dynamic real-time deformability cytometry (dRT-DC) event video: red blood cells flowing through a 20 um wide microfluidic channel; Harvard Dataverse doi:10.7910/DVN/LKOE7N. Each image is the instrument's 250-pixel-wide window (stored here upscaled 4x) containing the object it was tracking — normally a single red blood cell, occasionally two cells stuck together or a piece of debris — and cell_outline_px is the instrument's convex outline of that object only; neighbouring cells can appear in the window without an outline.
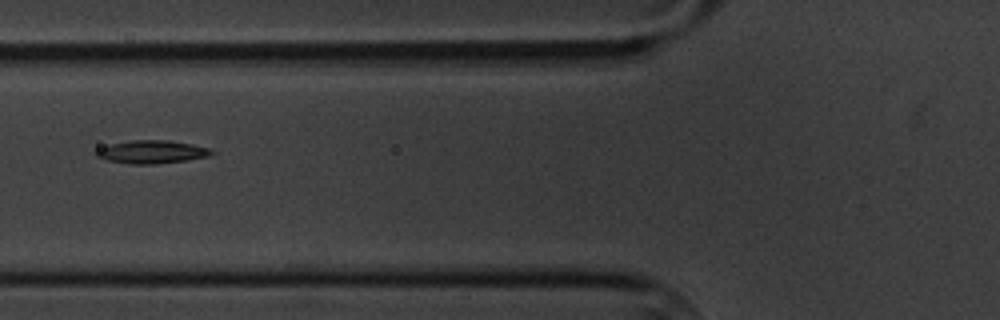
{"species": "common noctule bat (a hibernating species)", "species_latin": "Nyctalus noctula", "temperature_condition": "cold", "stored_images_in_passage": 6, "camera_frame_rate_fps": 3000, "um_per_image_px": 0.085, "animal": {"sex": "male", "body_mass_g": 20.1, "forearm_length_mm": 53.5}, "frame": {"image": 1, "passage_image": 4, "time_ms": 3.667, "image_size_px": [1000, 320], "cell_outline_px": [[216, 152], [208, 156], [184, 160], [152, 164], [128, 164], [108, 160], [96, 156], [92, 152], [96, 148], [112, 144], [132, 140], [168, 140], [192, 144], [212, 148]], "centroid_in_image_um": [12.88, 12.9], "position_along_channel_um": 112.9, "area_um2": 15.55}}
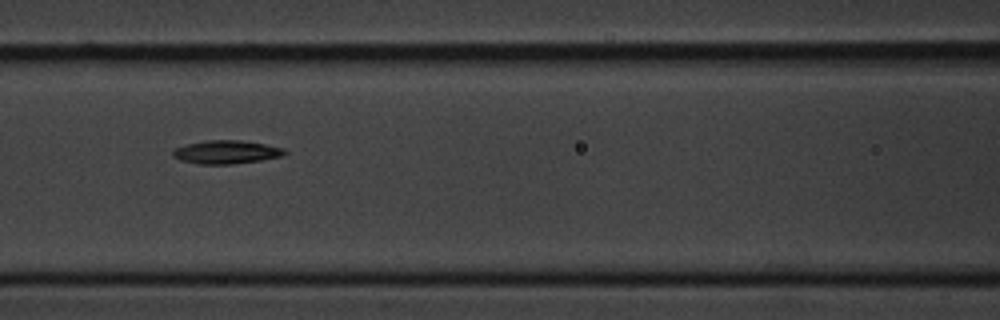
{"frame": {"image": 2, "passage_image": 5, "time_ms": 4.667, "image_size_px": [1000, 320], "cell_outline_px": [[288, 152], [284, 156], [260, 160], [232, 164], [200, 164], [180, 160], [172, 156], [172, 148], [188, 144], [208, 140], [240, 140], [264, 144], [284, 148]], "centroid_in_image_um": [19.23, 12.93], "position_along_channel_um": 147.4, "area_um2": 15.26}}
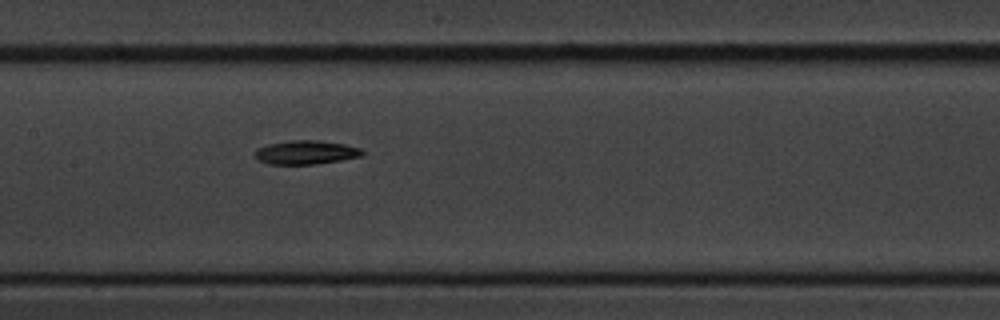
{"frame": {"image": 3, "passage_image": 6, "time_ms": 5.667, "image_size_px": [1000, 320], "cell_outline_px": [[364, 156], [316, 164], [268, 164], [260, 160], [256, 156], [256, 148], [268, 144], [288, 140], [316, 140], [344, 144], [360, 148], [364, 152]], "centroid_in_image_um": [26.02, 12.95], "position_along_channel_um": 181.4, "area_um2": 14.85}}